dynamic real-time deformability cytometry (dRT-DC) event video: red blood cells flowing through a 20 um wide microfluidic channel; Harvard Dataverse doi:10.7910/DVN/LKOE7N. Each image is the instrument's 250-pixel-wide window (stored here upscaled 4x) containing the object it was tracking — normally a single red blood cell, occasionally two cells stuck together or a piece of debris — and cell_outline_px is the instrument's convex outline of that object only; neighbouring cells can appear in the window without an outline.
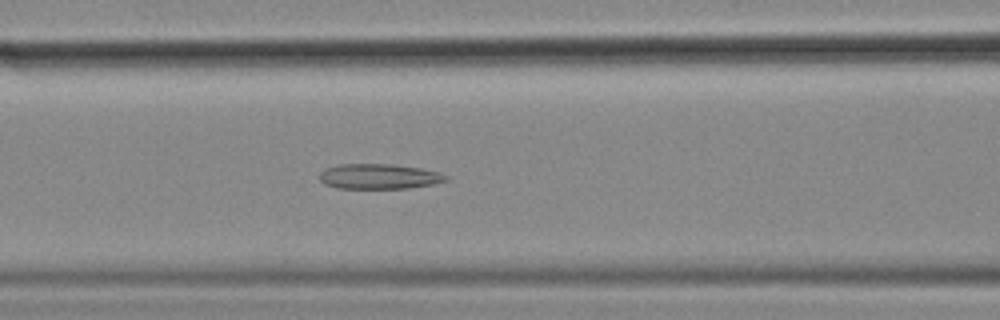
{"species": "common noctule bat (a hibernating species)", "species_latin": "Nyctalus noctula", "temperature_condition": "cold", "stored_images_in_passage": 56, "camera_frame_rate_fps": 3000, "um_per_image_px": 0.085, "animal": {"sex": "female", "body_mass_g": 18.4}, "frame": {"image": 1, "passage_image": 23, "time_ms": 7.333, "image_size_px": [1000, 320], "cell_outline_px": [[448, 180], [436, 184], [408, 188], [336, 188], [324, 184], [320, 180], [320, 172], [328, 168], [340, 164], [392, 164], [420, 168], [440, 172], [448, 176]], "centroid_in_image_um": [32.26, 15.0], "position_along_channel_um": 134.3, "area_um2": 18.55}}
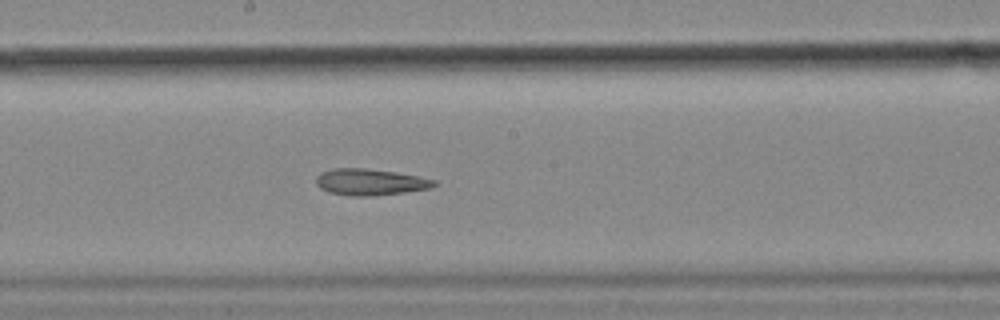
{"frame": {"image": 2, "passage_image": 30, "time_ms": 9.667, "image_size_px": [1000, 320], "cell_outline_px": [[436, 184], [432, 188], [404, 192], [372, 196], [352, 196], [328, 192], [320, 188], [316, 184], [316, 176], [320, 172], [332, 168], [364, 168], [396, 172], [436, 180]], "centroid_in_image_um": [31.43, 15.47], "position_along_channel_um": 216.8, "area_um2": 18.21}}
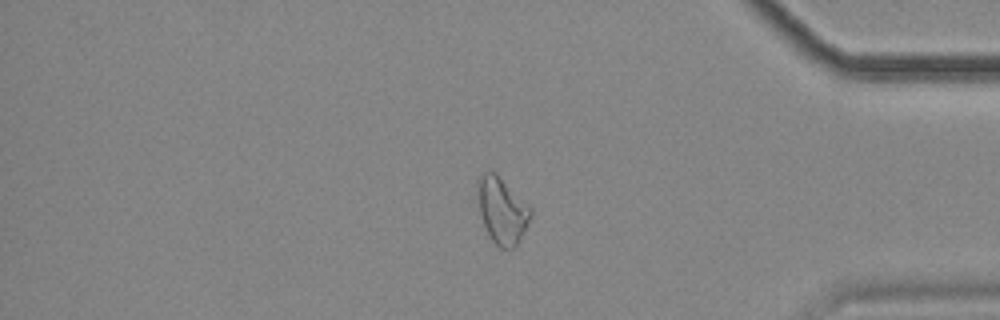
{"frame": {"image": 3, "passage_image": 47, "time_ms": 15.333, "image_size_px": [1000, 320], "cell_outline_px": [[532, 216], [524, 232], [516, 244], [512, 248], [500, 248], [492, 240], [484, 224], [480, 212], [476, 184], [476, 180], [488, 168], [496, 172], [532, 208]], "centroid_in_image_um": [42.67, 17.82], "position_along_channel_um": 392.5, "area_um2": 20.52}}